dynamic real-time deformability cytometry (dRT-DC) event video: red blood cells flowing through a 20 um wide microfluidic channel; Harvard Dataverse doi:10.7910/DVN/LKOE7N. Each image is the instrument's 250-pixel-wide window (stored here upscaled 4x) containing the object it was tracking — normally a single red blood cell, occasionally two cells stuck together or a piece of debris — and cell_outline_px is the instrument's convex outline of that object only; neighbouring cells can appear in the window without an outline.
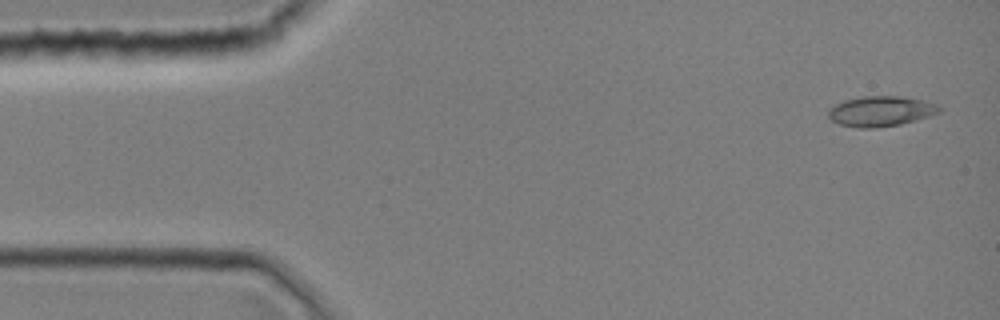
{"species": "common noctule bat (a hibernating species)", "species_latin": "Nyctalus noctula", "temperature_condition": "room temperature", "stored_images_in_passage": 1, "camera_frame_rate_fps": 3000, "um_per_image_px": 0.085, "animal": {"sex": "female", "body_mass_g": 19.0, "forearm_length_mm": 51.5}, "frame": {"image": 1, "passage_image": 1, "time_ms": 0.0, "image_size_px": [1000, 320], "cell_outline_px": [[940, 112], [928, 116], [900, 124], [876, 128], [856, 128], [840, 124], [832, 120], [828, 116], [828, 108], [844, 100], [860, 96], [900, 96], [920, 100], [936, 104], [940, 108]], "centroid_in_image_um": [74.81, 9.45], "position_along_channel_um": 10.2, "area_um2": 19.42}}